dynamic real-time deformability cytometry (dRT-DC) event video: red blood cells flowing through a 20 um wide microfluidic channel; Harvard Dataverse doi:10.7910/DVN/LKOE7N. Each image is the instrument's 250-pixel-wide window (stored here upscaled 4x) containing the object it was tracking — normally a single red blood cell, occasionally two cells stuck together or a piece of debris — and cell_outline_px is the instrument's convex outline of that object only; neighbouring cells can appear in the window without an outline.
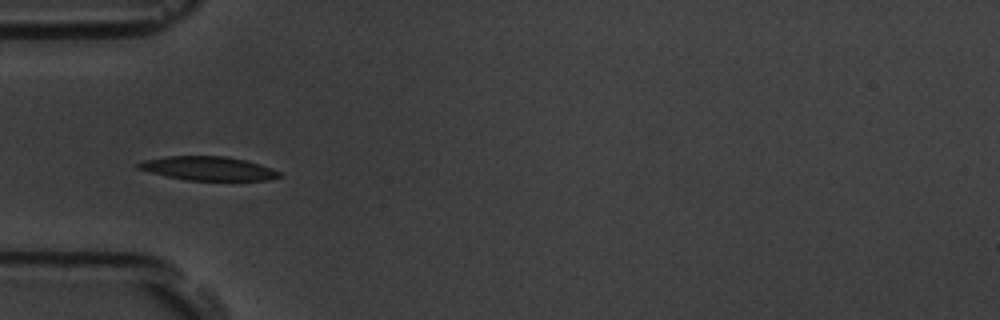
{"species": "common noctule bat (a hibernating species)", "species_latin": "Nyctalus noctula", "temperature_condition": "room temperature", "stored_images_in_passage": 13, "camera_frame_rate_fps": 3000, "um_per_image_px": 0.085, "animal": {"sex": "male", "body_mass_g": 19.5, "forearm_length_mm": 54.6}, "frame": {"image": 1, "passage_image": 3, "time_ms": 0.667, "image_size_px": [1000, 320], "cell_outline_px": [[284, 176], [268, 180], [184, 180], [136, 168], [136, 164], [144, 160], [168, 156], [228, 156], [260, 164], [280, 172]], "centroid_in_image_um": [17.72, 14.31], "position_along_channel_um": 67.3, "area_um2": 19.48}}
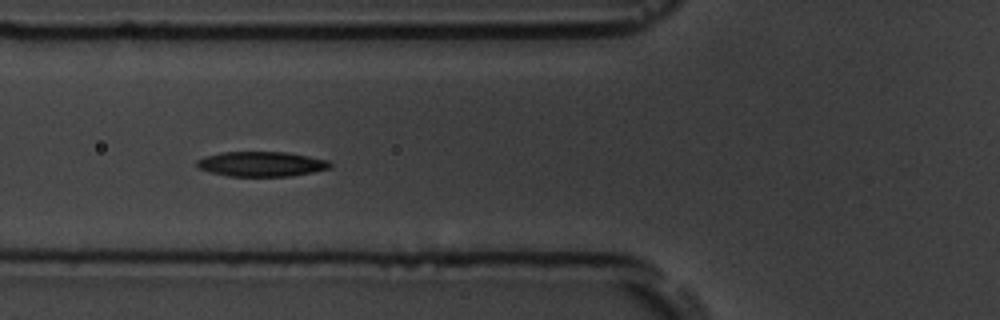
{"frame": {"image": 2, "passage_image": 6, "time_ms": 1.667, "image_size_px": [1000, 320], "cell_outline_px": [[332, 168], [312, 172], [288, 176], [228, 176], [196, 168], [196, 160], [204, 156], [220, 152], [284, 152], [308, 156], [328, 160], [332, 164]], "centroid_in_image_um": [22.19, 13.94], "position_along_channel_um": 103.6, "area_um2": 19.36}}